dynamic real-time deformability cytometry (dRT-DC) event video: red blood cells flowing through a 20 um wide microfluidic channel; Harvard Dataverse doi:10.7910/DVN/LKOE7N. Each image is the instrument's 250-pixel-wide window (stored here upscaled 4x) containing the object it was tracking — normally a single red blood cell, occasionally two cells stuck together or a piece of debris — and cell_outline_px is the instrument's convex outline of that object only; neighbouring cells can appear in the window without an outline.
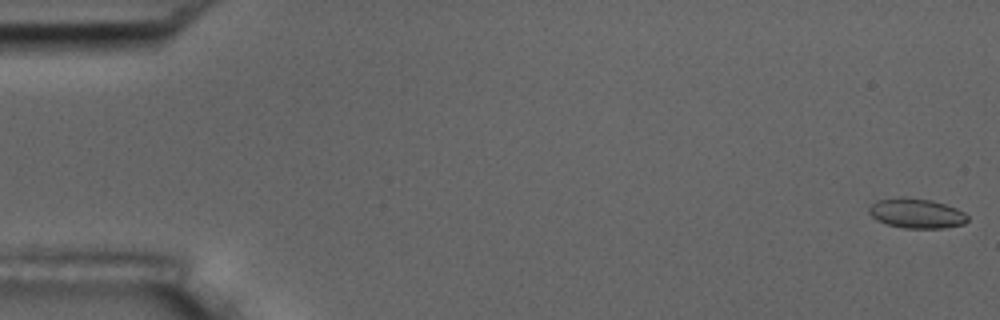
{"species": "common noctule bat (a hibernating species)", "species_latin": "Nyctalus noctula", "temperature_condition": "room temperature", "stored_images_in_passage": 6, "segment_of_instrument_passage": [1, 2], "camera_frame_rate_fps": 3000, "um_per_image_px": 0.085, "animal": {"sex": "male", "body_mass_g": 17.5, "forearm_length_mm": 52.3}, "frame": {"image": 1, "passage_image": 1, "time_ms": 0.0, "image_size_px": [1000, 320], "cell_outline_px": [[968, 220], [964, 224], [944, 228], [904, 228], [888, 224], [876, 220], [868, 212], [868, 208], [876, 200], [900, 196], [908, 196], [932, 200], [956, 208], [964, 212], [968, 216]], "centroid_in_image_um": [77.89, 18.11], "position_along_channel_um": 7.1, "area_um2": 17.34}}
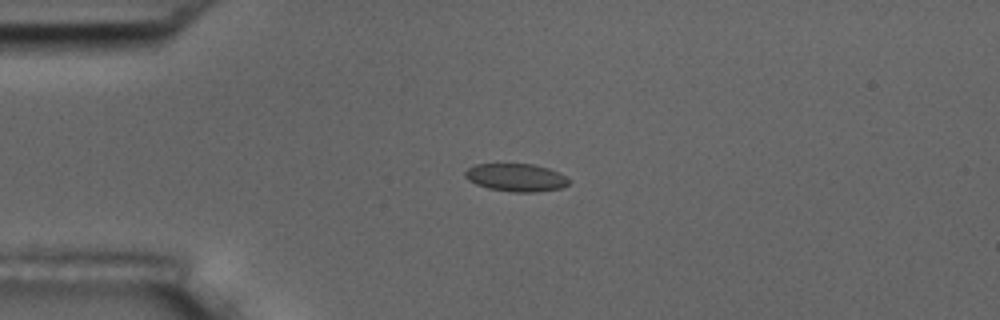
{"frame": {"image": 2, "passage_image": 4, "time_ms": 1.0, "image_size_px": [1000, 320], "cell_outline_px": [[568, 184], [564, 188], [536, 192], [512, 192], [488, 188], [476, 184], [468, 180], [464, 176], [464, 172], [468, 168], [476, 164], [532, 164], [548, 168], [560, 172], [568, 180]], "centroid_in_image_um": [43.86, 15.09], "position_along_channel_um": 41.1, "area_um2": 16.88}}